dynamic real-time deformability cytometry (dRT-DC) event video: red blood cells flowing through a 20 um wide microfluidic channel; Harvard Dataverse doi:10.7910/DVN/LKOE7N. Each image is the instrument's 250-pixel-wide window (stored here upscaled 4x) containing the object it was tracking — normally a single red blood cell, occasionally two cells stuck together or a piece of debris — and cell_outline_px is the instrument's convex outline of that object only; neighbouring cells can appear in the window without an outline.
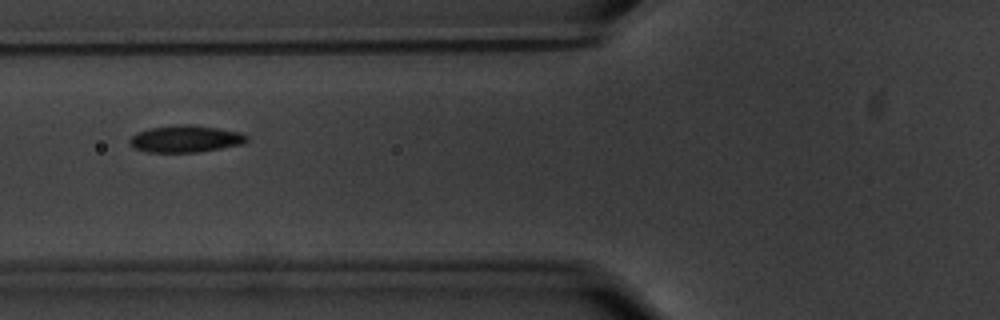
{"species": "common noctule bat (a hibernating species)", "species_latin": "Nyctalus noctula", "temperature_condition": "warm", "stored_images_in_passage": 41, "camera_frame_rate_fps": 3000, "um_per_image_px": 0.085, "animal": {"sex": "male", "body_mass_g": 20.1, "forearm_length_mm": 53.5}, "frame": {"image": 1, "passage_image": 8, "time_ms": 2.333, "image_size_px": [1000, 320], "cell_outline_px": [[248, 140], [244, 144], [196, 152], [148, 152], [132, 148], [128, 144], [128, 140], [136, 132], [152, 128], [180, 124], [192, 124], [240, 132], [248, 136]], "centroid_in_image_um": [15.74, 11.8], "position_along_channel_um": 110.1, "area_um2": 18.44}}
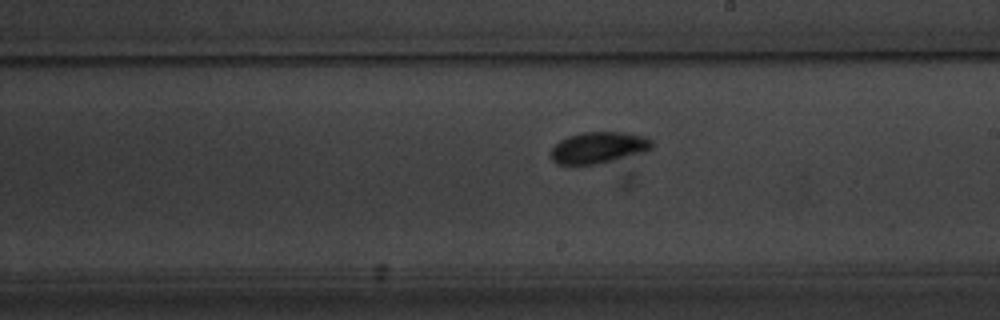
{"frame": {"image": 2, "passage_image": 19, "time_ms": 6.0, "image_size_px": [1000, 320], "cell_outline_px": [[652, 148], [644, 152], [600, 164], [556, 164], [552, 160], [548, 152], [560, 140], [568, 136], [584, 132], [624, 132], [644, 136], [652, 140]], "centroid_in_image_um": [50.85, 12.55], "position_along_channel_um": 238.1, "area_um2": 18.61}}
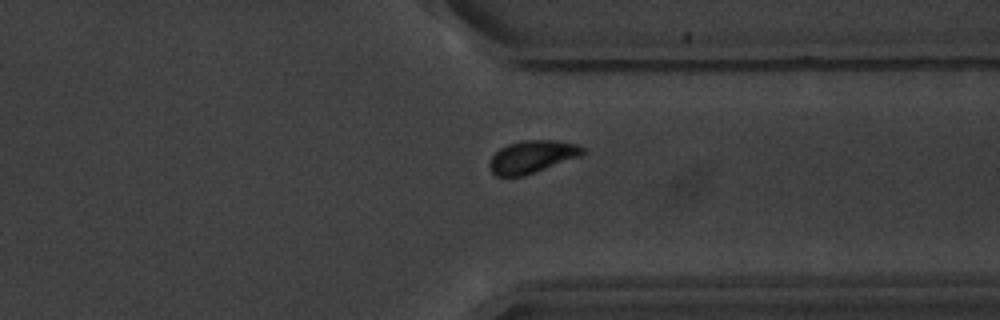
{"frame": {"image": 3, "passage_image": 30, "time_ms": 9.667, "image_size_px": [1000, 320], "cell_outline_px": [[584, 152], [580, 156], [536, 172], [524, 176], [496, 176], [488, 168], [488, 164], [492, 156], [500, 148], [508, 144], [520, 140], [556, 140], [576, 144], [584, 148]], "centroid_in_image_um": [45.2, 13.32], "position_along_channel_um": 366.2, "area_um2": 17.69}}